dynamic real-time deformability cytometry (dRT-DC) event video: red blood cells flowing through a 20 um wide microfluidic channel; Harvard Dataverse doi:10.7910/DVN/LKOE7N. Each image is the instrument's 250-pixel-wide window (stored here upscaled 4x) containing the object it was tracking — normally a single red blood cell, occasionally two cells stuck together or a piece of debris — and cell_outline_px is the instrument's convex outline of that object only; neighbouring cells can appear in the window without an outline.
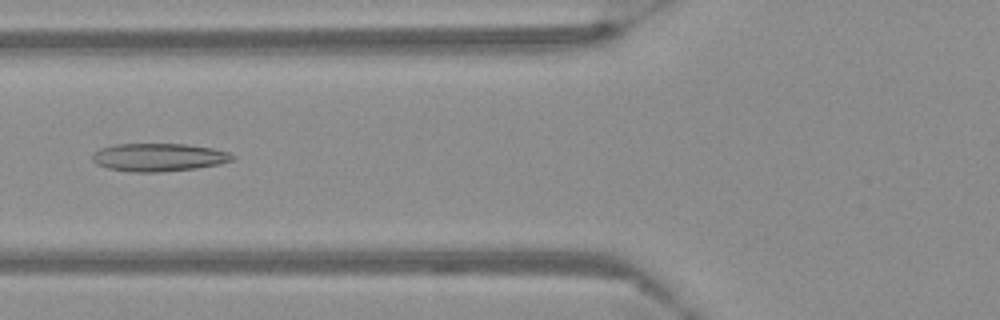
{"species": "Egyptian fruit bat (a non-hibernating species)", "species_latin": "Rousettus aegyptiacus", "temperature_condition": "warm", "stored_images_in_passage": 52, "camera_frame_rate_fps": 3000, "um_per_image_px": 0.085, "frame": {"image": 1, "passage_image": 18, "time_ms": 5.667, "image_size_px": [1000, 320], "cell_outline_px": [[236, 160], [220, 164], [196, 168], [156, 172], [132, 172], [108, 168], [96, 164], [92, 160], [92, 156], [100, 148], [112, 144], [188, 144], [212, 148], [228, 152], [236, 156]], "centroid_in_image_um": [13.52, 13.36], "position_along_channel_um": 112.3, "area_um2": 22.95}}
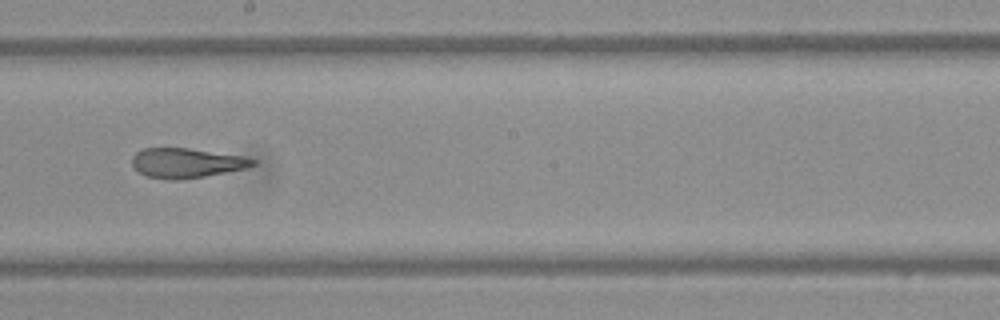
{"frame": {"image": 2, "passage_image": 28, "time_ms": 9.0, "image_size_px": [1000, 320], "cell_outline_px": [[256, 164], [244, 168], [204, 176], [180, 180], [168, 180], [148, 176], [140, 172], [132, 164], [132, 156], [136, 152], [144, 148], [188, 148], [244, 156], [256, 160]], "centroid_in_image_um": [15.84, 13.84], "position_along_channel_um": 232.4, "area_um2": 20.69}}
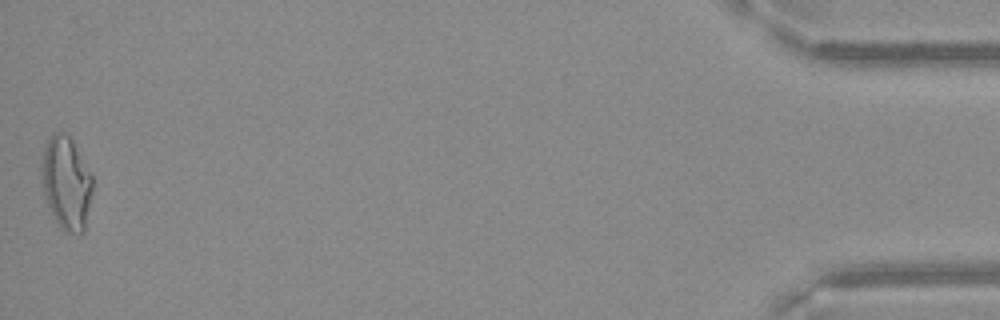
{"frame": {"image": 3, "passage_image": 52, "time_ms": 17.0, "image_size_px": [1000, 320], "cell_outline_px": [[92, 192], [84, 232], [80, 236], [64, 232], [60, 228], [44, 196], [40, 180], [40, 156], [44, 144], [52, 132], [64, 132], [72, 140], [92, 176]], "centroid_in_image_um": [5.59, 15.55], "position_along_channel_um": 429.6, "area_um2": 28.21}}